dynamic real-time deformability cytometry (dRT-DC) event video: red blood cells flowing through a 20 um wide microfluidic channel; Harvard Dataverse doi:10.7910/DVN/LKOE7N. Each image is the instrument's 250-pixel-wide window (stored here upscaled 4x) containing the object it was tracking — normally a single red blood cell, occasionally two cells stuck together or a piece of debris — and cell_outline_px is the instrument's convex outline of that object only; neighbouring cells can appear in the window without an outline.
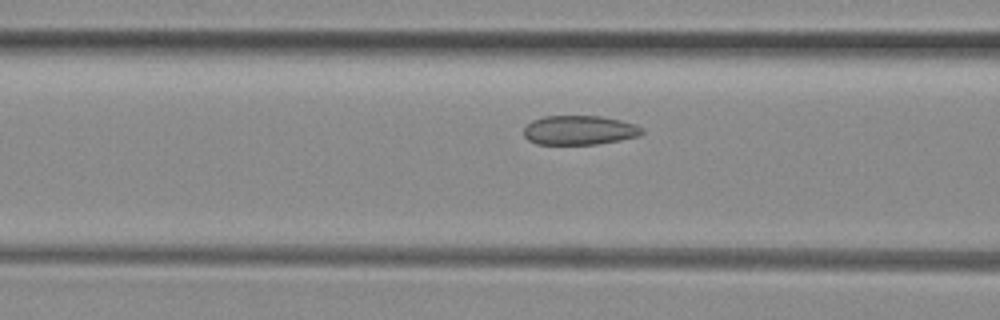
{"species": "common noctule bat (a hibernating species)", "species_latin": "Nyctalus noctula", "temperature_condition": "room temperature", "stored_images_in_passage": 35, "camera_frame_rate_fps": 3000, "um_per_image_px": 0.085, "animal": {"sex": "female", "body_mass_g": 29.2, "forearm_length_mm": 56.3}, "frame": {"image": 1, "passage_image": 13, "time_ms": 4.0, "image_size_px": [1000, 320], "cell_outline_px": [[644, 132], [640, 136], [620, 140], [596, 144], [536, 144], [528, 140], [524, 136], [524, 128], [532, 120], [544, 116], [600, 116], [620, 120], [636, 124], [644, 128]], "centroid_in_image_um": [49.27, 11.06], "position_along_channel_um": 117.3, "area_um2": 20.29}}
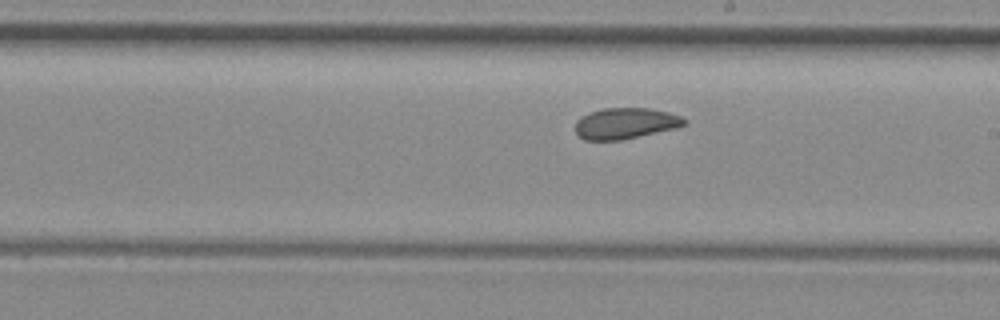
{"frame": {"image": 2, "passage_image": 22, "time_ms": 7.0, "image_size_px": [1000, 320], "cell_outline_px": [[688, 124], [676, 128], [620, 140], [584, 140], [576, 132], [576, 120], [580, 116], [588, 112], [600, 108], [652, 108], [668, 112], [680, 116], [688, 120]], "centroid_in_image_um": [53.16, 10.47], "position_along_channel_um": 235.8, "area_um2": 19.88}}
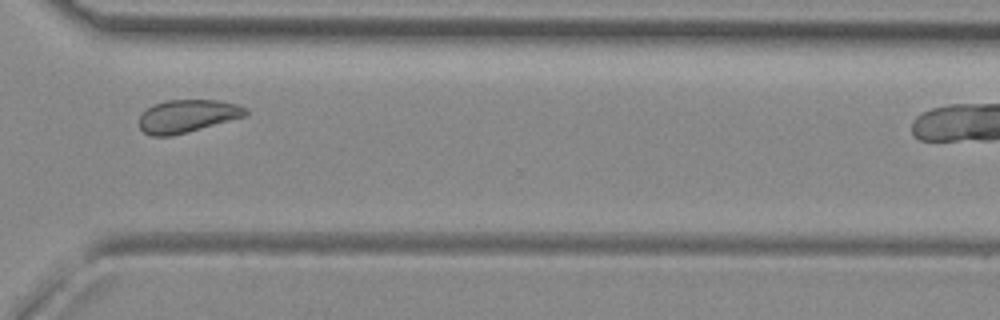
{"frame": {"image": 3, "passage_image": 31, "time_ms": 10.0, "image_size_px": [1000, 320], "cell_outline_px": [[248, 116], [172, 136], [152, 136], [144, 132], [140, 128], [140, 116], [152, 104], [168, 100], [220, 100], [236, 104], [248, 108]], "centroid_in_image_um": [15.97, 9.86], "position_along_channel_um": 354.6, "area_um2": 20.46}}